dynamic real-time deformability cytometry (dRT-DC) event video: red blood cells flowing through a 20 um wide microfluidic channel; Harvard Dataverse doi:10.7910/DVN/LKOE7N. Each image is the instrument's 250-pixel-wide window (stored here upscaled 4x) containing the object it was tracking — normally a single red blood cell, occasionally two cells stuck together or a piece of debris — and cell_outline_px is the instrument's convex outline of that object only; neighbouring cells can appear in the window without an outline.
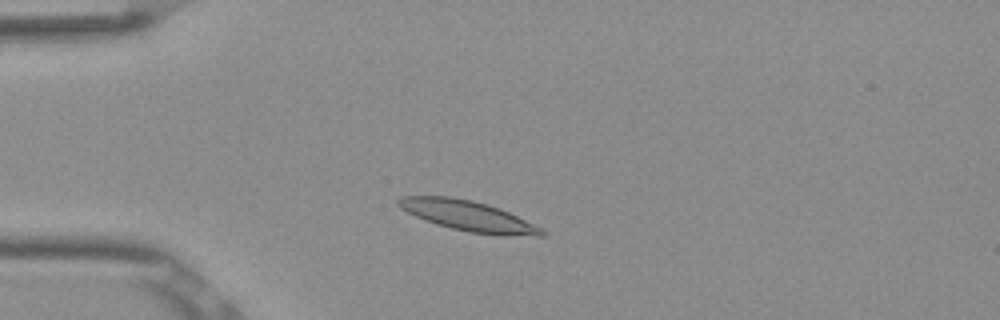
{"species": "Egyptian fruit bat (a non-hibernating species)", "species_latin": "Rousettus aegyptiacus", "temperature_condition": "room temperature", "stored_images_in_passage": 47, "camera_frame_rate_fps": 3000, "um_per_image_px": 0.085, "frame": {"image": 1, "passage_image": 8, "time_ms": 2.333, "image_size_px": [1000, 320], "cell_outline_px": [[548, 236], [504, 236], [468, 232], [436, 224], [416, 216], [400, 208], [396, 204], [396, 200], [400, 196], [452, 196], [472, 200], [488, 204], [500, 208], [548, 232]], "centroid_in_image_um": [39.8, 18.35], "position_along_channel_um": 45.2, "area_um2": 25.37}}
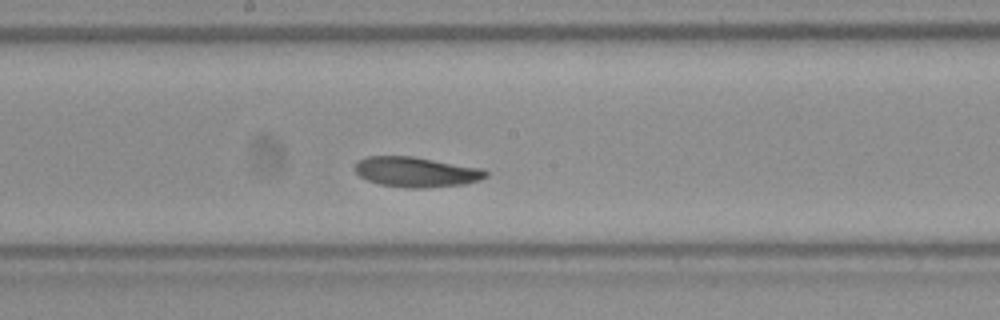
{"frame": {"image": 2, "passage_image": 23, "time_ms": 7.333, "image_size_px": [1000, 320], "cell_outline_px": [[488, 176], [480, 180], [464, 184], [424, 188], [404, 188], [380, 184], [368, 180], [360, 176], [356, 172], [356, 164], [364, 156], [412, 156], [480, 168], [488, 172]], "centroid_in_image_um": [35.38, 14.62], "position_along_channel_um": 212.8, "area_um2": 22.83}}
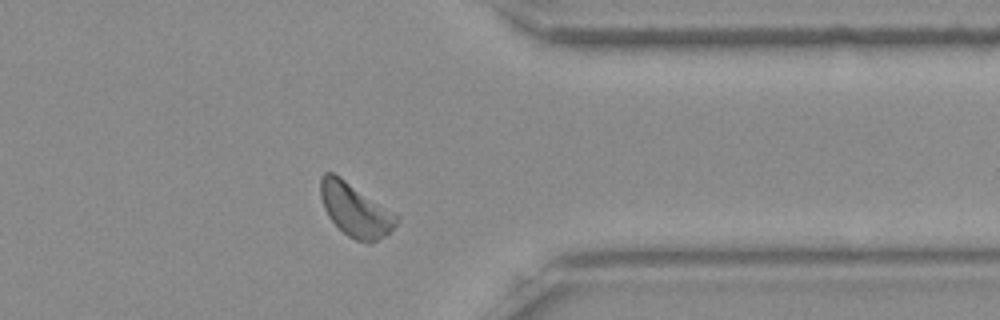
{"frame": {"image": 3, "passage_image": 37, "time_ms": 12.0, "image_size_px": [1000, 320], "cell_outline_px": [[400, 220], [384, 236], [372, 244], [368, 244], [356, 240], [348, 236], [328, 216], [324, 208], [320, 196], [320, 176], [324, 172], [332, 172], [340, 176], [400, 216]], "centroid_in_image_um": [30.2, 17.84], "position_along_channel_um": 381.2, "area_um2": 23.58}, "authors_computed_cell_mechanics": {"area_um2": 22.8888, "velocity_mm_per_s": 3.7908, "shape_relaxation_time_tau1_ms": 5.8692, "shape_relaxation_time_tau2_ms": null, "deformation_change_tau1": 0.1707, "deformation_change_tau2": null}}